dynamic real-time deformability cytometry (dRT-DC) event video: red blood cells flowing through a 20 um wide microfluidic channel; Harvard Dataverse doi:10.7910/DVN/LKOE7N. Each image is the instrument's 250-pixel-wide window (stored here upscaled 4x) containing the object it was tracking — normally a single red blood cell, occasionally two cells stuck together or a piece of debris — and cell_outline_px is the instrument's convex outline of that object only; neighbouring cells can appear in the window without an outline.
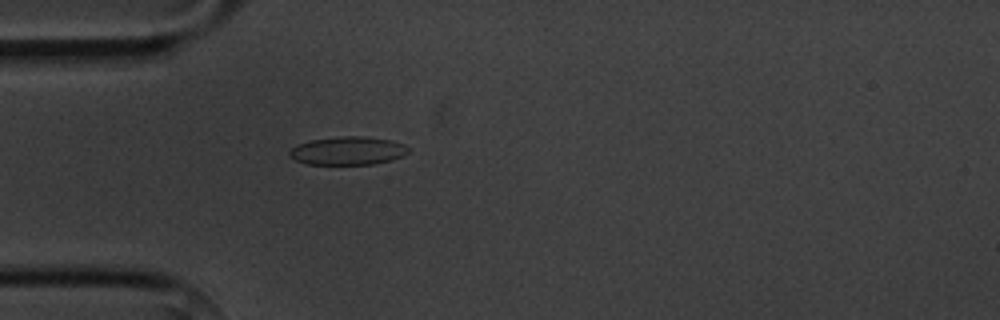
{"species": "common noctule bat (a hibernating species)", "species_latin": "Nyctalus noctula", "temperature_condition": "cold", "stored_images_in_passage": 4, "camera_frame_rate_fps": 3000, "um_per_image_px": 0.085, "animal": {"sex": "male", "body_mass_g": 20.1, "forearm_length_mm": 53.5}, "frame": {"image": 1, "passage_image": 4, "time_ms": 7.667, "image_size_px": [1000, 320], "cell_outline_px": [[408, 152], [392, 160], [372, 164], [308, 164], [296, 160], [288, 156], [288, 152], [296, 144], [312, 140], [340, 136], [364, 136], [388, 140], [404, 144], [408, 148]], "centroid_in_image_um": [29.52, 12.81], "position_along_channel_um": 55.5, "area_um2": 19.42}}